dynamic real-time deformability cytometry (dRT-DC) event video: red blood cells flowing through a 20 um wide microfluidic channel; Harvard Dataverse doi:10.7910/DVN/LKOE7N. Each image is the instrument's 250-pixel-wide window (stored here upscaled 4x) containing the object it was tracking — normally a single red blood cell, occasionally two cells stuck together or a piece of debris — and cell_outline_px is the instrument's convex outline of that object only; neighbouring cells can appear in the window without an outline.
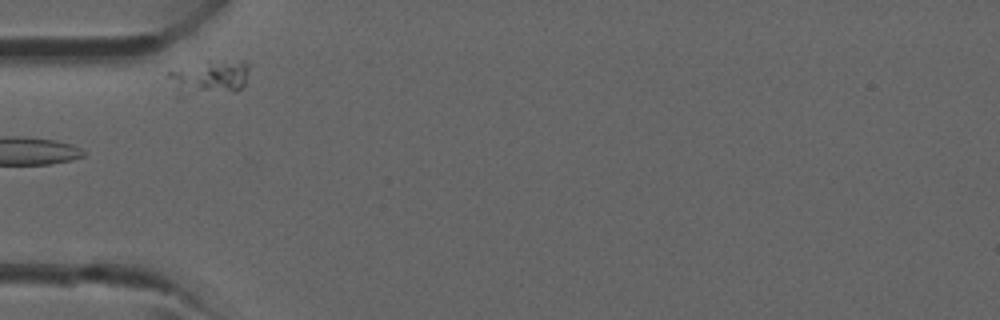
{"species": "common noctule bat (a hibernating species)", "species_latin": "Nyctalus noctula", "temperature_condition": "room temperature", "stored_images_in_passage": 28, "camera_frame_rate_fps": 3000, "um_per_image_px": 0.085, "animal": {"sex": "male", "forearm_length_mm": 52.5}, "frame": {"image": 1, "passage_image": 1, "time_ms": 0.0, "image_size_px": [1000, 320], "cell_outline_px": [[252, 64], [244, 84], [236, 92], [180, 100], [176, 100], [168, 76], [168, 72], [208, 60], [244, 60]], "centroid_in_image_um": [17.76, 6.68], "position_along_channel_um": 67.2, "area_um2": 17.92}}
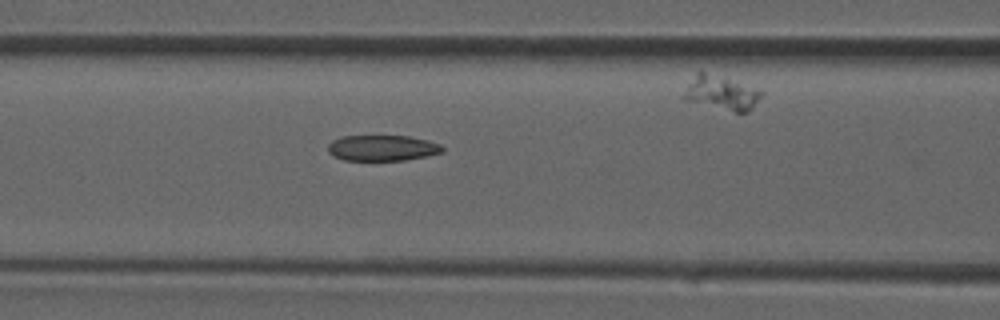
{"frame": {"image": 2, "passage_image": 4, "time_ms": 1.0, "image_size_px": [1000, 320], "cell_outline_px": [[444, 152], [428, 156], [404, 160], [344, 160], [332, 156], [328, 152], [328, 144], [332, 140], [340, 136], [408, 136], [428, 140], [440, 144], [444, 148]], "centroid_in_image_um": [32.49, 12.58], "position_along_channel_um": 134.1, "area_um2": 17.34}}
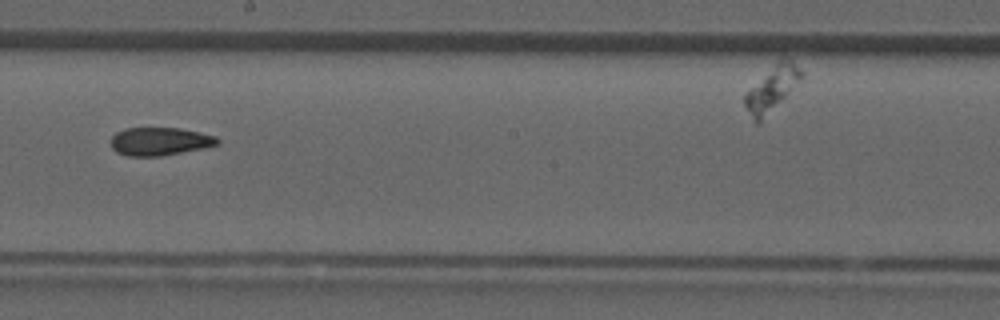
{"frame": {"image": 3, "passage_image": 10, "time_ms": 3.0, "image_size_px": [1000, 320], "cell_outline_px": [[220, 140], [216, 144], [204, 148], [160, 156], [128, 156], [116, 152], [112, 148], [112, 136], [116, 132], [124, 128], [180, 128], [200, 132], [216, 136]], "centroid_in_image_um": [13.57, 12.01], "position_along_channel_um": 234.6, "area_um2": 17.4}}